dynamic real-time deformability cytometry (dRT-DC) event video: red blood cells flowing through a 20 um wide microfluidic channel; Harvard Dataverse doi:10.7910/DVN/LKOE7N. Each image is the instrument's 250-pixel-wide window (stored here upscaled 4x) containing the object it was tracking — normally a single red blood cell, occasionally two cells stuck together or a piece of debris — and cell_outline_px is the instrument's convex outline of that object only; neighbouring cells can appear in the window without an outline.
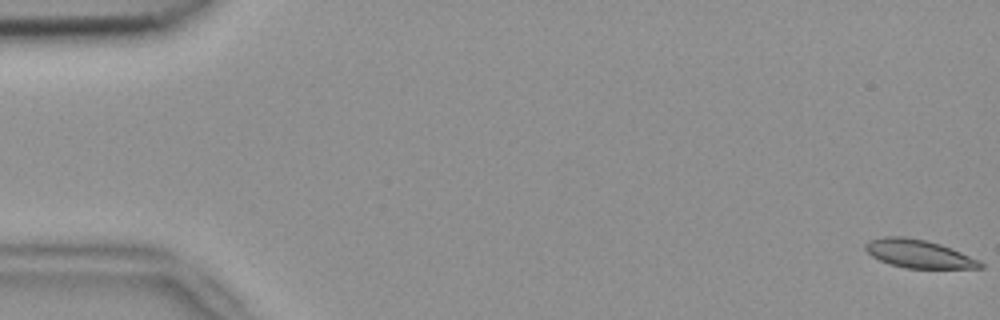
{"species": "common noctule bat (a hibernating species)", "species_latin": "Nyctalus noctula", "temperature_condition": "room temperature", "stored_images_in_passage": 55, "camera_frame_rate_fps": 3000, "um_per_image_px": 0.085, "animal": {"sex": "female", "body_mass_g": 18.4}, "frame": {"image": 1, "passage_image": 1, "time_ms": 0.0, "image_size_px": [1000, 320], "cell_outline_px": [[984, 268], [904, 268], [888, 264], [872, 256], [864, 248], [864, 244], [868, 240], [884, 236], [904, 236], [924, 240], [940, 244], [952, 248], [980, 260], [984, 264]], "centroid_in_image_um": [78.08, 21.57], "position_along_channel_um": 6.9, "area_um2": 19.02}}
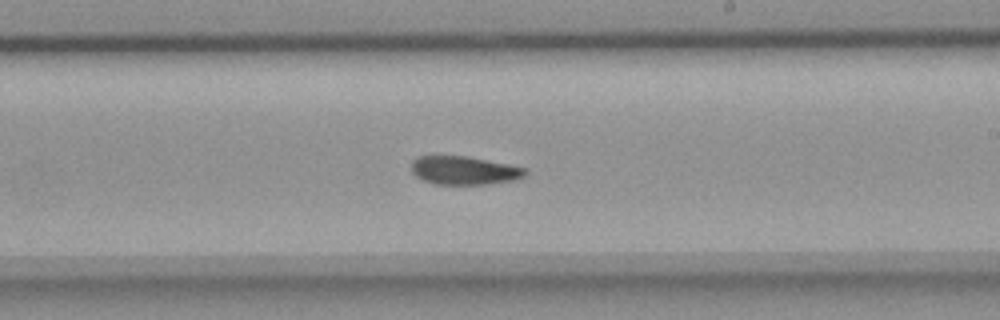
{"frame": {"image": 2, "passage_image": 32, "time_ms": 10.333, "image_size_px": [1000, 320], "cell_outline_px": [[528, 172], [524, 176], [512, 180], [492, 184], [432, 184], [416, 176], [412, 172], [412, 160], [420, 156], [468, 156], [528, 168]], "centroid_in_image_um": [39.48, 14.48], "position_along_channel_um": 249.5, "area_um2": 18.9}}
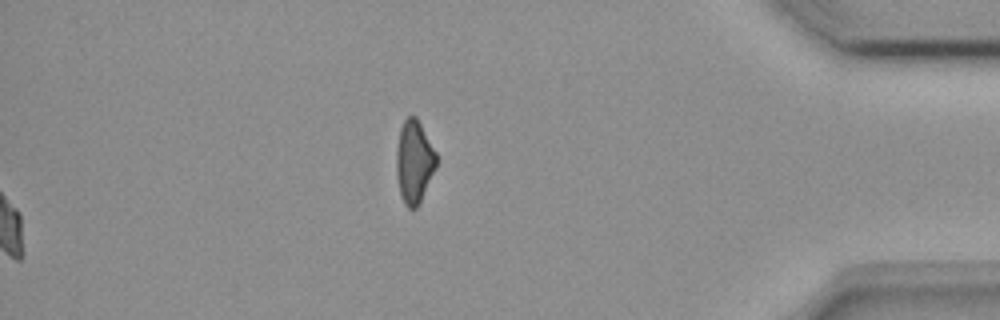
{"frame": {"image": 3, "passage_image": 55, "time_ms": 18.0, "image_size_px": [1000, 320], "cell_outline_px": [[436, 168], [416, 208], [408, 208], [404, 204], [400, 192], [396, 176], [396, 148], [400, 128], [404, 120], [408, 116], [416, 116], [436, 152]], "centroid_in_image_um": [35.18, 13.73], "position_along_channel_um": 400.0, "area_um2": 19.13}, "authors_computed_cell_mechanics": {"area_um2": 19.3052, "velocity_mm_per_s": 3.8085, "shape_relaxation_time_tau1_ms": 6.0938, "shape_relaxation_time_tau2_ms": 2.9383, "deformation_change_tau1": 0.1528, "deformation_change_tau2": 0.0895}}